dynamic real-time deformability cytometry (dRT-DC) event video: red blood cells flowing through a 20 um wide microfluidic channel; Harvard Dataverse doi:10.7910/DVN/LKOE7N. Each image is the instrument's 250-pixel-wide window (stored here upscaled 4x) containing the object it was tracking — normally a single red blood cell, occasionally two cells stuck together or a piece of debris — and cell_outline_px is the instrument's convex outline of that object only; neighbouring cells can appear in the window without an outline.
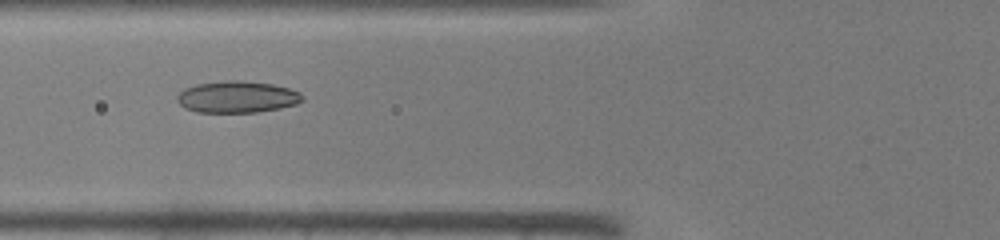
{"species": "common noctule bat (a hibernating species)", "species_latin": "Nyctalus noctula", "temperature_condition": "warm", "stored_images_in_passage": 31, "camera_frame_rate_fps": 3000, "um_per_image_px": 0.085, "animal": {"sex": "male", "body_mass_g": 19.0, "forearm_length_mm": 50.8}, "frame": {"image": 1, "passage_image": 4, "time_ms": 1.0, "image_size_px": [1000, 240], "cell_outline_px": [[304, 100], [296, 104], [280, 108], [256, 112], [196, 112], [184, 108], [176, 100], [176, 96], [184, 88], [196, 84], [224, 80], [240, 80], [272, 84], [288, 88], [300, 92], [304, 96]], "centroid_in_image_um": [20.14, 8.23], "position_along_channel_um": 105.7, "area_um2": 23.29}}
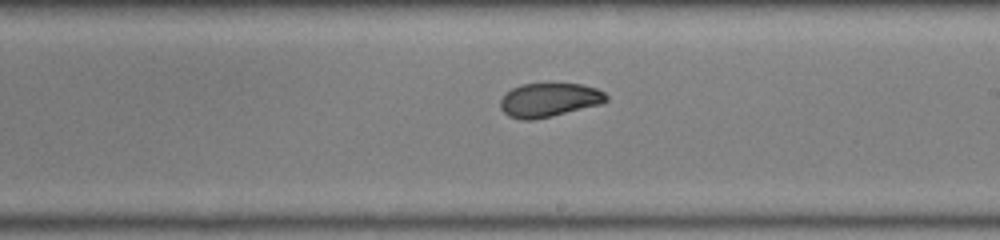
{"frame": {"image": 2, "passage_image": 13, "time_ms": 4.0, "image_size_px": [1000, 240], "cell_outline_px": [[608, 100], [600, 104], [552, 116], [532, 120], [520, 120], [508, 116], [500, 108], [500, 100], [512, 88], [520, 84], [580, 84], [596, 88], [604, 92], [608, 96]], "centroid_in_image_um": [46.66, 8.5], "position_along_channel_um": 242.3, "area_um2": 20.81}}
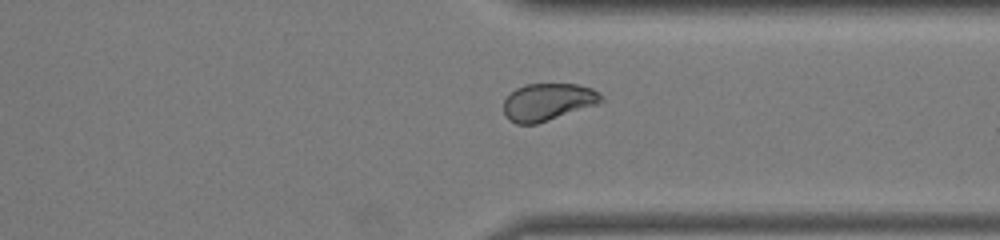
{"frame": {"image": 3, "passage_image": 21, "time_ms": 6.667, "image_size_px": [1000, 240], "cell_outline_px": [[604, 100], [600, 104], [536, 124], [516, 124], [508, 120], [504, 116], [504, 100], [516, 88], [524, 84], [580, 84], [592, 88], [600, 92], [604, 96]], "centroid_in_image_um": [46.61, 8.66], "position_along_channel_um": 364.8, "area_um2": 21.56}}